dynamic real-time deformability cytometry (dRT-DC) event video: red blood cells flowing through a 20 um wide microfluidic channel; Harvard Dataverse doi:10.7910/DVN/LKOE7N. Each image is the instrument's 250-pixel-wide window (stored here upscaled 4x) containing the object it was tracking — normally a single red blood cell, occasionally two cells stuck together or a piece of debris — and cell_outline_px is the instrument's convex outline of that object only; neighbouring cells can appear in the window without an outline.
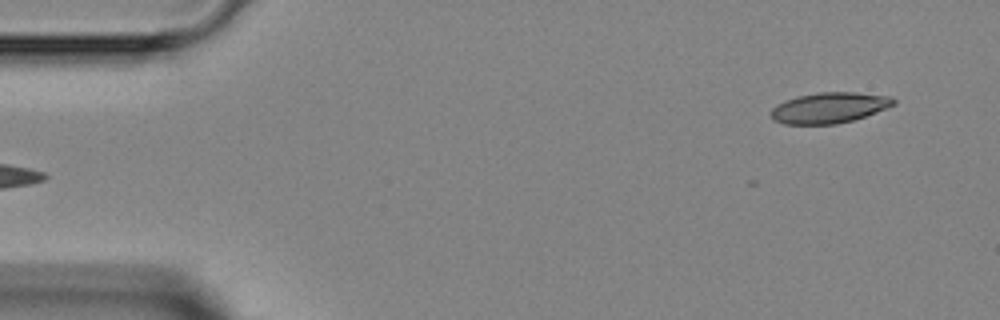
{"species": "Egyptian fruit bat (a non-hibernating species)", "species_latin": "Rousettus aegyptiacus", "temperature_condition": "room temperature", "stored_images_in_passage": 3, "camera_frame_rate_fps": 3000, "um_per_image_px": 0.085, "animal": {"sex": "female"}, "frame": {"image": 1, "passage_image": 3, "time_ms": 2.333, "image_size_px": [1000, 320], "cell_outline_px": [[896, 104], [876, 112], [852, 120], [836, 124], [784, 124], [772, 120], [768, 112], [776, 104], [784, 100], [796, 96], [820, 92], [856, 92], [892, 96], [896, 100]], "centroid_in_image_um": [70.45, 9.15], "position_along_channel_um": 14.6, "area_um2": 22.2}}